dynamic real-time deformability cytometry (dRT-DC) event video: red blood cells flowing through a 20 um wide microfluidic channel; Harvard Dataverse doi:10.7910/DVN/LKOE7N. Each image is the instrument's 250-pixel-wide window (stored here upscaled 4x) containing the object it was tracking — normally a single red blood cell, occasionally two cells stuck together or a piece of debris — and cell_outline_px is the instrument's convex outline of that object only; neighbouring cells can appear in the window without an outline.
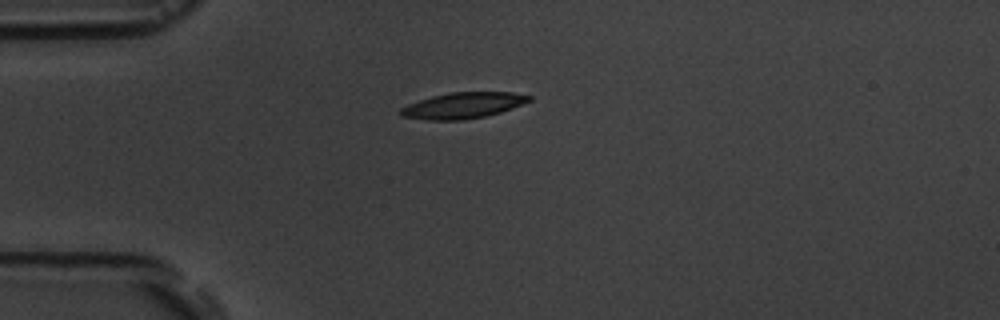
{"species": "common noctule bat (a hibernating species)", "species_latin": "Nyctalus noctula", "temperature_condition": "room temperature", "stored_images_in_passage": 5, "camera_frame_rate_fps": 3000, "um_per_image_px": 0.085, "animal": {"sex": "male", "body_mass_g": 19.5, "forearm_length_mm": 54.6}, "frame": {"image": 1, "passage_image": 1, "time_ms": 0.0, "image_size_px": [1000, 320], "cell_outline_px": [[532, 100], [512, 108], [500, 112], [484, 116], [464, 120], [428, 120], [400, 116], [400, 108], [408, 104], [432, 96], [448, 92], [512, 92], [532, 96]], "centroid_in_image_um": [39.35, 8.96], "position_along_channel_um": 45.6, "area_um2": 19.42}}
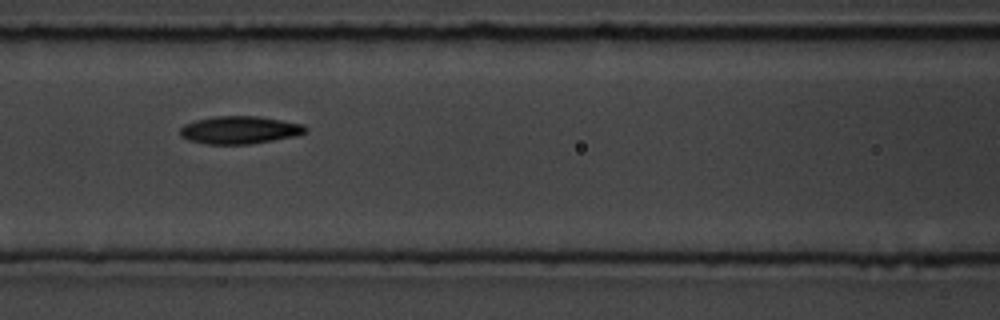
{"frame": {"image": 2, "passage_image": 4, "time_ms": 3.333, "image_size_px": [1000, 320], "cell_outline_px": [[308, 132], [296, 136], [248, 144], [204, 144], [188, 140], [180, 136], [180, 128], [184, 124], [196, 120], [212, 116], [256, 116], [304, 124], [308, 128]], "centroid_in_image_um": [20.36, 11.05], "position_along_channel_um": 146.2, "area_um2": 20.35}}
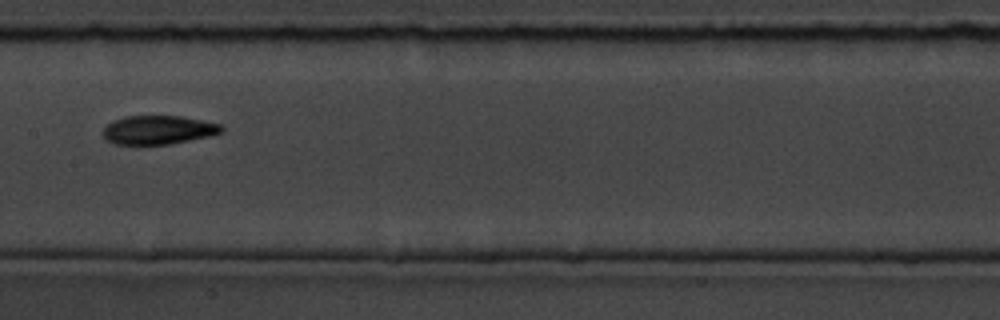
{"frame": {"image": 3, "passage_image": 5, "time_ms": 4.667, "image_size_px": [1000, 320], "cell_outline_px": [[224, 132], [208, 136], [168, 144], [112, 144], [100, 132], [112, 120], [124, 116], [180, 116], [220, 124], [224, 128]], "centroid_in_image_um": [13.42, 11.04], "position_along_channel_um": 194.0, "area_um2": 19.77}}